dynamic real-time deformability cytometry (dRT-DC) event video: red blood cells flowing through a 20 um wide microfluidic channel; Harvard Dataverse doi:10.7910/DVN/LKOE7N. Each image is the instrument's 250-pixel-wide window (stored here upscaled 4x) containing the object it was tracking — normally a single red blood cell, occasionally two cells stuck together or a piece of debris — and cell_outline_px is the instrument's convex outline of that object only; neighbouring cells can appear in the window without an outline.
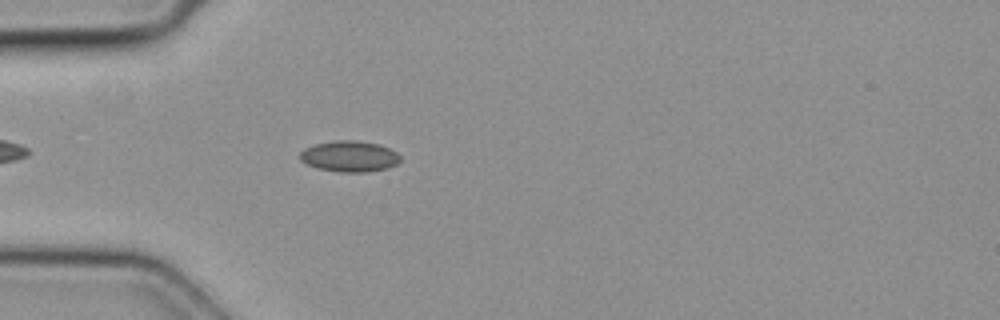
{"species": "common noctule bat (a hibernating species)", "species_latin": "Nyctalus noctula", "temperature_condition": "cold", "stored_images_in_passage": 41, "camera_frame_rate_fps": 3000, "um_per_image_px": 0.085, "animal": {"sex": "female", "body_mass_g": 19.3, "forearm_length_mm": 54.1}, "frame": {"image": 1, "passage_image": 5, "time_ms": 1.333, "image_size_px": [1000, 320], "cell_outline_px": [[400, 160], [396, 164], [388, 168], [364, 172], [340, 172], [316, 168], [300, 160], [300, 152], [304, 148], [316, 144], [336, 140], [356, 140], [380, 144], [396, 152], [400, 156]], "centroid_in_image_um": [29.7, 13.28], "position_along_channel_um": 55.3, "area_um2": 18.09}}
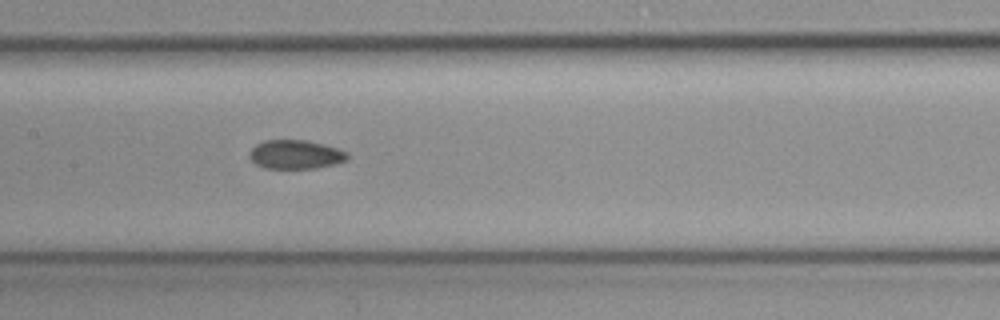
{"frame": {"image": 2, "passage_image": 15, "time_ms": 4.667, "image_size_px": [1000, 320], "cell_outline_px": [[348, 160], [336, 164], [316, 168], [264, 168], [256, 164], [248, 156], [252, 148], [256, 144], [264, 140], [308, 140], [324, 144], [348, 152]], "centroid_in_image_um": [25.14, 13.13], "position_along_channel_um": 182.3, "area_um2": 16.59}}
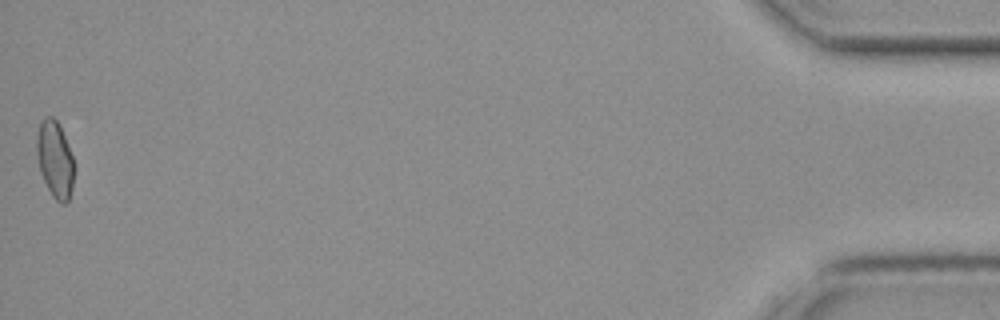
{"frame": {"image": 3, "passage_image": 41, "time_ms": 13.333, "image_size_px": [1000, 320], "cell_outline_px": [[72, 188], [68, 200], [64, 204], [60, 204], [52, 196], [40, 172], [36, 152], [36, 140], [40, 124], [44, 116], [52, 116], [56, 120], [64, 136], [72, 156]], "centroid_in_image_um": [4.64, 13.55], "position_along_channel_um": 430.6, "area_um2": 16.3}}